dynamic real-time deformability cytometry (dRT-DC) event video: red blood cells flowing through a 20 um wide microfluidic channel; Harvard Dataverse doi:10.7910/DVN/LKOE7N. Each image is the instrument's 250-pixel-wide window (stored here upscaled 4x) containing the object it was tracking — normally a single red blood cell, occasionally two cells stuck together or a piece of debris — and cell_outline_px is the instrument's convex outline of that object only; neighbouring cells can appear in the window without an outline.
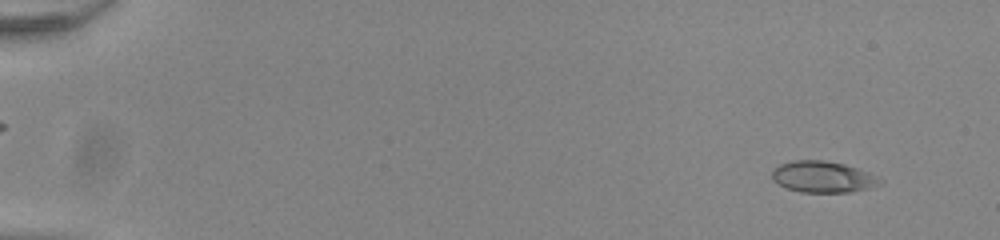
{"species": "common noctule bat (a hibernating species)", "species_latin": "Nyctalus noctula", "temperature_condition": "room temperature", "stored_images_in_passage": 38, "camera_frame_rate_fps": 3000, "um_per_image_px": 0.085, "animal": {"sex": "male", "body_mass_g": 20.0, "forearm_length_mm": 53.3}, "frame": {"image": 1, "passage_image": 1, "time_ms": 0.0, "image_size_px": [1000, 240], "cell_outline_px": [[884, 180], [880, 184], [868, 188], [848, 192], [800, 192], [788, 188], [772, 180], [772, 168], [780, 164], [792, 160], [824, 160], [844, 164], [868, 172]], "centroid_in_image_um": [69.92, 15.02], "position_along_channel_um": 15.1, "area_um2": 19.65}}
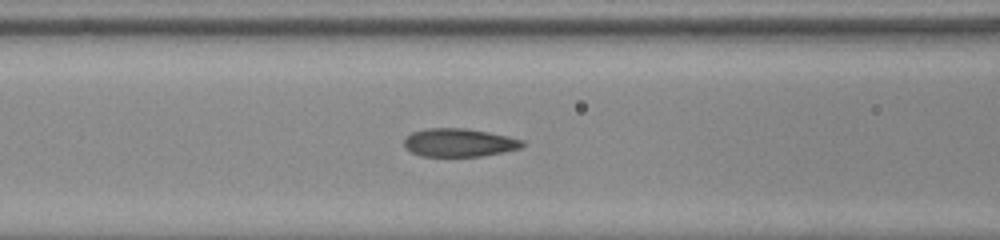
{"frame": {"image": 2, "passage_image": 21, "time_ms": 6.667, "image_size_px": [1000, 240], "cell_outline_px": [[528, 144], [520, 148], [504, 152], [480, 156], [420, 156], [404, 148], [404, 140], [412, 132], [428, 128], [464, 128], [488, 132], [508, 136], [524, 140]], "centroid_in_image_um": [39.05, 12.12], "position_along_channel_um": 127.5, "area_um2": 19.54}}
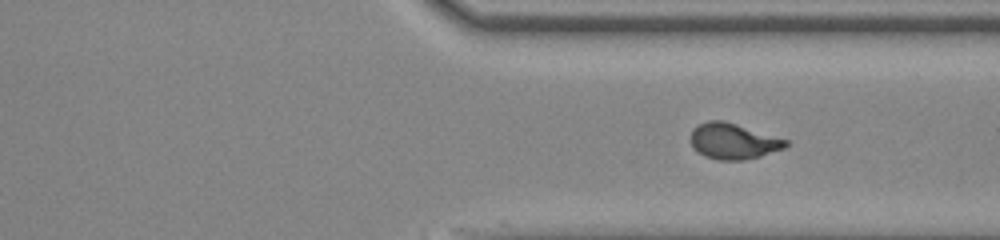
{"frame": {"image": 3, "passage_image": 38, "time_ms": 12.333, "image_size_px": [1000, 240], "cell_outline_px": [[788, 148], [760, 156], [744, 160], [720, 160], [704, 156], [692, 148], [688, 140], [688, 136], [692, 128], [708, 120], [724, 120], [788, 140]], "centroid_in_image_um": [62.29, 12.0], "position_along_channel_um": 349.1, "area_um2": 20.23}}